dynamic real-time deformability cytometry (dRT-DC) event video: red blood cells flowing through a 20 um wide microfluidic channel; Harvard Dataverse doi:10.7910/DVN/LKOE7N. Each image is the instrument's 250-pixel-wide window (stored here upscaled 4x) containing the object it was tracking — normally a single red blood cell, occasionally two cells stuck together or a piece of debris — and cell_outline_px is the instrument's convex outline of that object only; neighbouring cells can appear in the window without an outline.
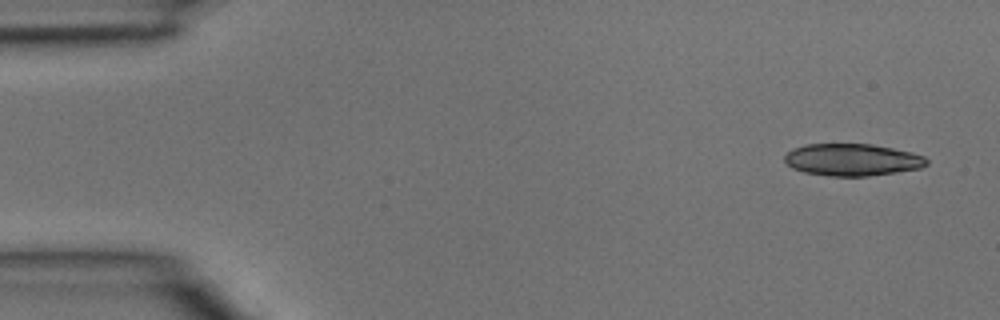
{"species": "common noctule bat (a hibernating species)", "species_latin": "Nyctalus noctula", "temperature_condition": "room temperature", "stored_images_in_passage": 4, "camera_frame_rate_fps": 3000, "um_per_image_px": 0.085, "animal": {"sex": "male", "body_mass_g": 15.6}, "frame": {"image": 1, "passage_image": 1, "time_ms": 0.0, "image_size_px": [1000, 320], "cell_outline_px": [[928, 164], [920, 168], [896, 172], [868, 176], [828, 176], [804, 172], [792, 168], [784, 160], [784, 156], [792, 148], [804, 144], [872, 144], [912, 152], [924, 156], [928, 160]], "centroid_in_image_um": [72.43, 13.58], "position_along_channel_um": 12.6, "area_um2": 26.65}}